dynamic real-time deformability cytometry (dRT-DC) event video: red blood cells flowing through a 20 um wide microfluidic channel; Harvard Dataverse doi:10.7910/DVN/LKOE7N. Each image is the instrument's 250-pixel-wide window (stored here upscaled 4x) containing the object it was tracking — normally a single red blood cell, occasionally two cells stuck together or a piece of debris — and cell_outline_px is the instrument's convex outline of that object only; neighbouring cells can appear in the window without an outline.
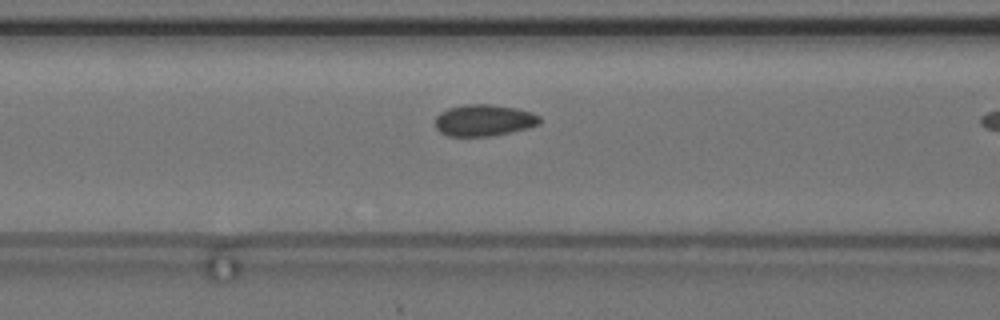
{"species": "common noctule bat (a hibernating species)", "species_latin": "Nyctalus noctula", "temperature_condition": "cold", "stored_images_in_passage": 8, "camera_frame_rate_fps": 3000, "um_per_image_px": 0.085, "animal": {"sex": "female", "body_mass_g": 24.6, "forearm_length_mm": 56.2}, "frame": {"image": 1, "passage_image": 7, "time_ms": 2.0, "image_size_px": [1000, 320], "cell_outline_px": [[540, 124], [528, 128], [512, 132], [488, 136], [448, 136], [440, 132], [436, 128], [436, 116], [440, 112], [448, 108], [468, 104], [492, 104], [516, 108], [532, 112], [540, 116]], "centroid_in_image_um": [41.15, 10.22], "position_along_channel_um": 125.5, "area_um2": 19.31}}